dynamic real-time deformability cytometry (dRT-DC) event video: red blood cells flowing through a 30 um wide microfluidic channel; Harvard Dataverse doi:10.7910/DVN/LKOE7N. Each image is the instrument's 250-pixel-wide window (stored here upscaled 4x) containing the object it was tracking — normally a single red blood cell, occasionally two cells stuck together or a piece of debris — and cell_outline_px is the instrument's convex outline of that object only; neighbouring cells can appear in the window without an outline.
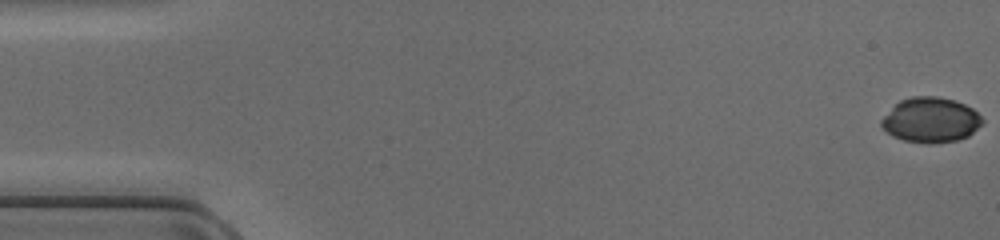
{"species": "common noctule bat (a hibernating species)", "species_latin": "Nyctalus noctula", "temperature_condition": "cold", "stored_images_in_passage": 48, "camera_frame_rate_fps": 3000, "um_per_image_px": 0.085, "animal": {"sex": "female", "body_mass_g": 17.0, "forearm_length_mm": 48.0}, "frame": {"image": 1, "passage_image": 1, "time_ms": 0.0, "image_size_px": [1000, 240], "cell_outline_px": [[984, 124], [968, 136], [956, 140], [904, 140], [892, 136], [880, 124], [880, 120], [900, 100], [912, 96], [936, 96], [956, 100], [972, 108], [984, 120]], "centroid_in_image_um": [79.14, 10.14], "position_along_channel_um": 5.9, "area_um2": 25.72}}
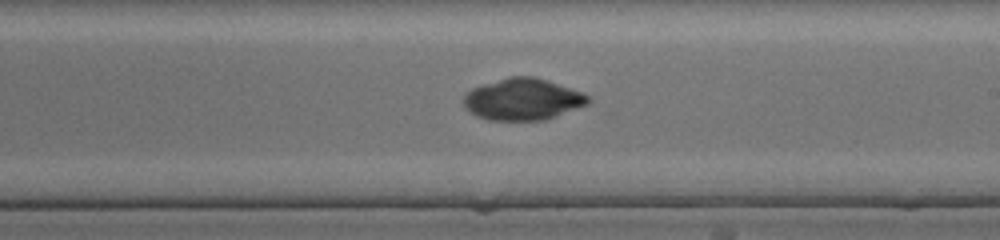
{"frame": {"image": 2, "passage_image": 28, "time_ms": 9.0, "image_size_px": [1000, 240], "cell_outline_px": [[592, 100], [588, 104], [544, 120], [488, 120], [476, 116], [464, 108], [460, 100], [472, 88], [508, 76], [532, 76], [548, 80], [580, 92], [588, 96]], "centroid_in_image_um": [44.38, 8.44], "position_along_channel_um": 244.6, "area_um2": 30.23}}
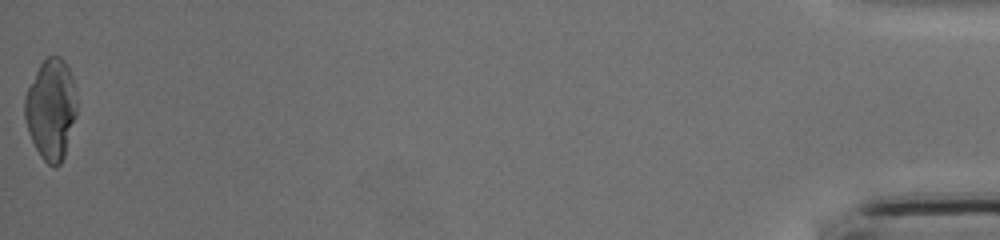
{"frame": {"image": 3, "passage_image": 48, "time_ms": 15.667, "image_size_px": [1000, 240], "cell_outline_px": [[76, 112], [64, 156], [60, 164], [56, 168], [48, 164], [40, 156], [28, 132], [24, 116], [24, 96], [40, 64], [48, 56], [60, 56], [64, 60], [72, 76], [76, 100]], "centroid_in_image_um": [4.32, 9.29], "position_along_channel_um": 430.9, "area_um2": 30.23}}